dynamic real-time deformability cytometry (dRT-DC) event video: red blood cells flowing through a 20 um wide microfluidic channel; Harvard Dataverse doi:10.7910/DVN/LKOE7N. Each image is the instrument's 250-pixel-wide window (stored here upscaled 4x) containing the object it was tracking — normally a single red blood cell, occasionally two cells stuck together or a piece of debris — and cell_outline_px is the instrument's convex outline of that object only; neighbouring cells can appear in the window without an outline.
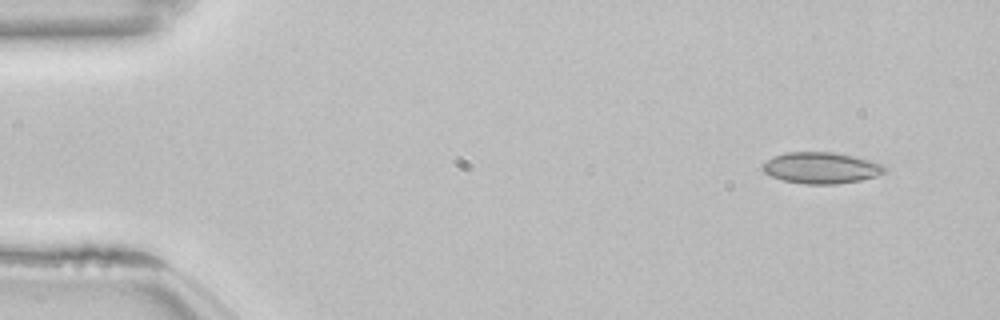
{"species": "common noctule bat (a hibernating species)", "species_latin": "Nyctalus noctula", "temperature_condition": "room temperature", "stored_images_in_passage": 50, "camera_frame_rate_fps": 3000, "um_per_image_px": 0.085, "animal": {"sex": "female", "body_mass_g": 22.7, "forearm_length_mm": 54.2}, "frame": {"image": 1, "passage_image": 1, "time_ms": 0.0, "image_size_px": [1000, 320], "cell_outline_px": [[884, 172], [876, 176], [860, 180], [836, 184], [804, 184], [784, 180], [772, 176], [764, 172], [760, 168], [768, 160], [776, 156], [788, 152], [832, 152], [856, 156], [872, 160], [884, 164]], "centroid_in_image_um": [69.83, 14.26], "position_along_channel_um": 15.2, "area_um2": 22.14}}
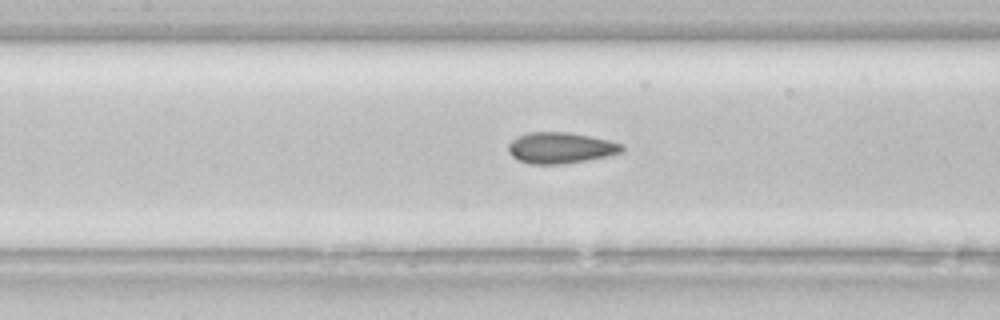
{"frame": {"image": 2, "passage_image": 21, "time_ms": 6.667, "image_size_px": [1000, 320], "cell_outline_px": [[624, 152], [608, 156], [560, 164], [532, 164], [520, 160], [512, 156], [508, 152], [508, 144], [516, 136], [528, 132], [568, 132], [608, 140], [624, 144]], "centroid_in_image_um": [47.65, 12.56], "position_along_channel_um": 159.8, "area_um2": 20.52}}
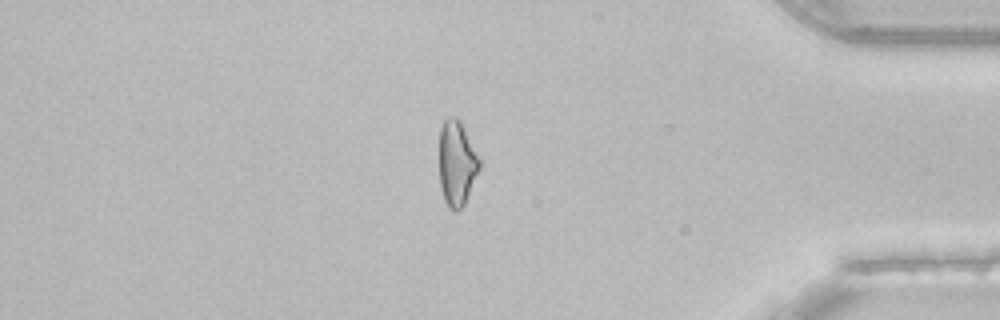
{"frame": {"image": 3, "passage_image": 42, "time_ms": 13.667, "image_size_px": [1000, 320], "cell_outline_px": [[480, 168], [464, 204], [456, 212], [452, 212], [448, 208], [444, 200], [440, 188], [440, 128], [444, 120], [448, 116], [456, 116], [460, 120], [480, 156]], "centroid_in_image_um": [38.83, 13.87], "position_along_channel_um": 396.4, "area_um2": 20.17}, "authors_computed_cell_mechanics": {"area_um2": 20.6635, "velocity_mm_per_s": 3.8593, "shape_relaxation_time_tau1_ms": 7.5311, "shape_relaxation_time_tau2_ms": 2.533, "deformation_change_tau1": 0.1376, "deformation_change_tau2": 0.0702}}